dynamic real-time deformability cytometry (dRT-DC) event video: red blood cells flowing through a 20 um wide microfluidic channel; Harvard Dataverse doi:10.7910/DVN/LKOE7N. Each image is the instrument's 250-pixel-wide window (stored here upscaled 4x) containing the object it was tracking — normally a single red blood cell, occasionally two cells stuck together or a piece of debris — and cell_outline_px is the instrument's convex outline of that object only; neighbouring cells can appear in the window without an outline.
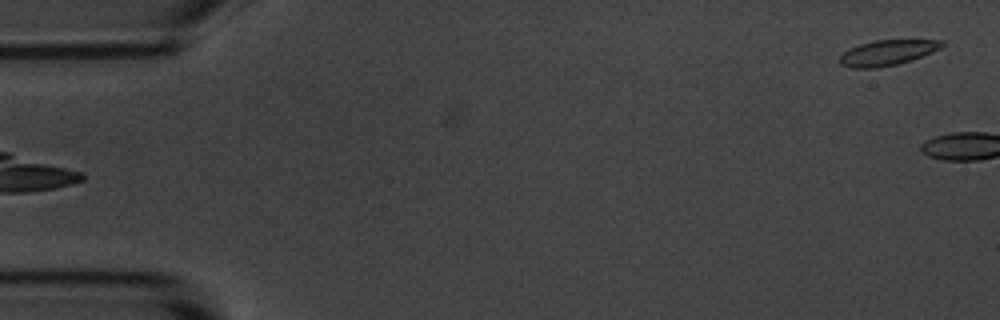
{"species": "common noctule bat (a hibernating species)", "species_latin": "Nyctalus noctula", "temperature_condition": "room temperature", "stored_images_in_passage": 3, "camera_frame_rate_fps": 3000, "um_per_image_px": 0.085, "animal": {"sex": "male", "body_mass_g": 20.1, "forearm_length_mm": 53.5}, "frame": {"image": 1, "passage_image": 1, "time_ms": 0.0, "image_size_px": [1000, 320], "cell_outline_px": [[944, 44], [940, 48], [932, 52], [912, 60], [896, 64], [876, 68], [852, 68], [840, 64], [840, 56], [844, 52], [860, 44], [876, 40], [944, 40]], "centroid_in_image_um": [75.44, 4.48], "position_along_channel_um": 9.6, "area_um2": 14.91}}